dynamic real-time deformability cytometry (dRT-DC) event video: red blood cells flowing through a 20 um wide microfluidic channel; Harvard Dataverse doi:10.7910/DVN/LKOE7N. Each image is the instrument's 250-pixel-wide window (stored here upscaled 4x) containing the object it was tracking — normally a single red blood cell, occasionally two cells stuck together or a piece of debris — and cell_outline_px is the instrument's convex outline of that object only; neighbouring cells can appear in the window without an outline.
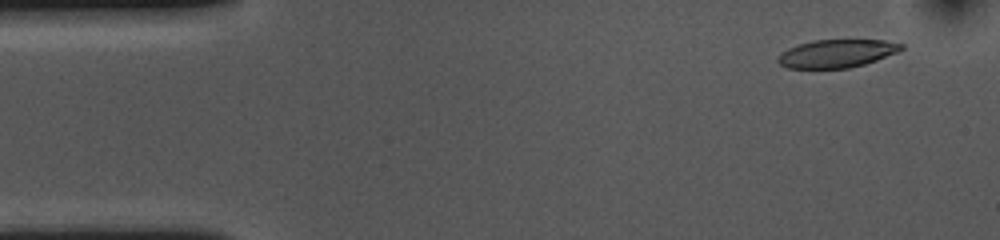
{"species": "common noctule bat (a hibernating species)", "species_latin": "Nyctalus noctula", "temperature_condition": "cold", "stored_images_in_passage": 53, "camera_frame_rate_fps": 3000, "um_per_image_px": 0.085, "animal": {"sex": "female", "body_mass_g": 10.0, "forearm_length_mm": 53.1}, "frame": {"image": 1, "passage_image": 3, "time_ms": 0.667, "image_size_px": [1000, 240], "cell_outline_px": [[904, 48], [896, 52], [876, 60], [864, 64], [848, 68], [788, 68], [780, 64], [776, 60], [780, 52], [788, 48], [812, 40], [884, 40], [904, 44]], "centroid_in_image_um": [71.1, 4.54], "position_along_channel_um": 13.9, "area_um2": 20.06}}
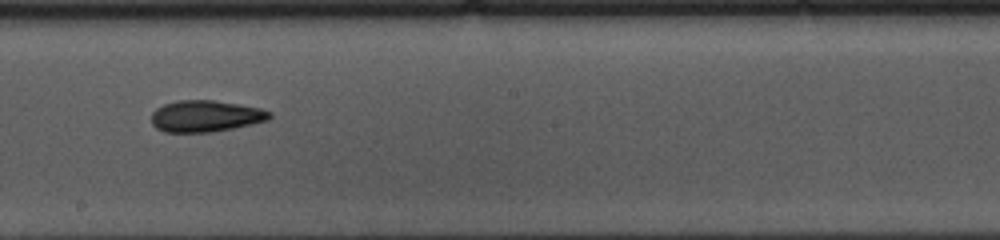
{"frame": {"image": 2, "passage_image": 28, "time_ms": 9.0, "image_size_px": [1000, 240], "cell_outline_px": [[272, 116], [268, 120], [252, 124], [212, 132], [164, 132], [156, 128], [152, 124], [152, 112], [156, 108], [164, 104], [176, 100], [212, 100], [260, 108], [272, 112]], "centroid_in_image_um": [17.46, 9.87], "position_along_channel_um": 230.7, "area_um2": 21.68}}
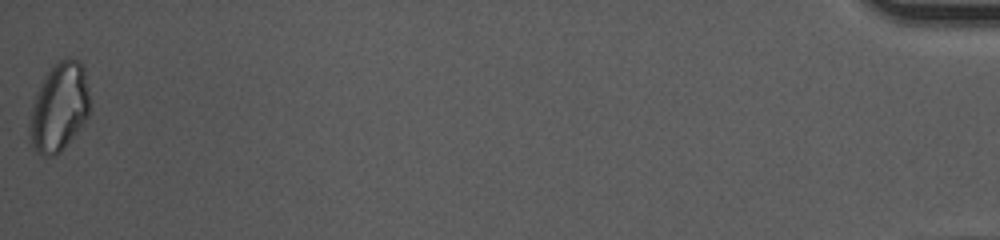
{"frame": {"image": 3, "passage_image": 53, "time_ms": 17.333, "image_size_px": [1000, 240], "cell_outline_px": [[92, 104], [88, 116], [64, 148], [56, 156], [44, 156], [36, 152], [32, 144], [28, 132], [28, 128], [32, 104], [36, 92], [44, 76], [52, 64], [68, 56], [80, 60], [84, 64]], "centroid_in_image_um": [5.05, 9.06], "position_along_channel_um": 430.2, "area_um2": 31.85}, "authors_computed_cell_mechanics": {"area_um2": 22.0796, "velocity_mm_per_s": 3.634, "shape_relaxation_time_tau1_ms": 7.32, "shape_relaxation_time_tau2_ms": 7.4321, "deformation_change_tau1": 0.1564, "deformation_change_tau2": 0.1483}}